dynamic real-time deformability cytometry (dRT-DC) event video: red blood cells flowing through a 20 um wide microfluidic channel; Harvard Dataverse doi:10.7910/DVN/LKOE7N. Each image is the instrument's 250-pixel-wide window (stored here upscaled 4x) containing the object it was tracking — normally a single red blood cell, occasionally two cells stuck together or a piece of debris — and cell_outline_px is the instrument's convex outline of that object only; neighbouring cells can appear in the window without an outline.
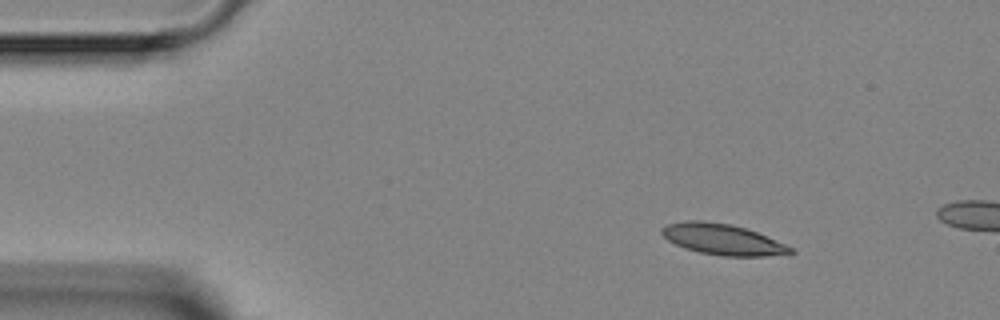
{"species": "Egyptian fruit bat (a non-hibernating species)", "species_latin": "Rousettus aegyptiacus", "temperature_condition": "room temperature", "stored_images_in_passage": 3, "camera_frame_rate_fps": 3000, "um_per_image_px": 0.085, "animal": {"sex": "female"}, "frame": {"image": 1, "passage_image": 1, "time_ms": 0.0, "image_size_px": [1000, 320], "cell_outline_px": [[796, 252], [764, 256], [724, 256], [700, 252], [684, 248], [668, 240], [660, 232], [660, 228], [668, 224], [688, 220], [704, 220], [732, 224], [756, 232], [784, 244], [792, 248]], "centroid_in_image_um": [61.37, 20.33], "position_along_channel_um": 23.6, "area_um2": 22.89}}